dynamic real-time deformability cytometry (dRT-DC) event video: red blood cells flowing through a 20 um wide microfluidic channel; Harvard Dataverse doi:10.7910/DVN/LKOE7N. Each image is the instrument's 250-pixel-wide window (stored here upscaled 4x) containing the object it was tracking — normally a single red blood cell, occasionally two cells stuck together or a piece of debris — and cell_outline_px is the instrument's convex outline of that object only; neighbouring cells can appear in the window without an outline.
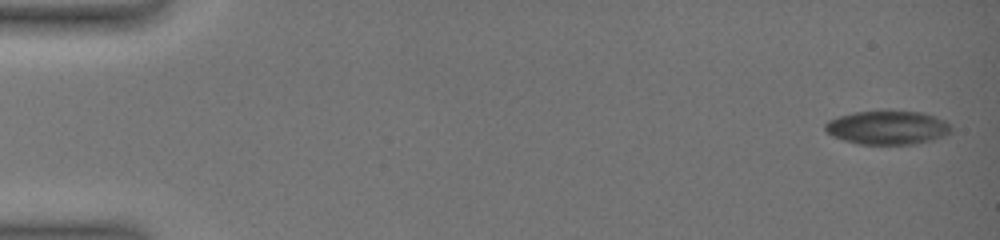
{"species": "common noctule bat (a hibernating species)", "species_latin": "Nyctalus noctula", "temperature_condition": "warm", "stored_images_in_passage": 20, "camera_frame_rate_fps": 3000, "um_per_image_px": 0.085, "animal": {"sex": "female", "body_mass_g": 19.0, "forearm_length_mm": 51.5}, "frame": {"image": 1, "passage_image": 1, "time_ms": 0.0, "image_size_px": [1000, 240], "cell_outline_px": [[952, 132], [944, 136], [916, 144], [860, 144], [844, 140], [832, 136], [824, 132], [824, 124], [828, 120], [840, 116], [856, 112], [880, 108], [924, 112], [944, 120], [952, 128]], "centroid_in_image_um": [75.42, 10.8], "position_along_channel_um": 9.6, "area_um2": 25.55}}
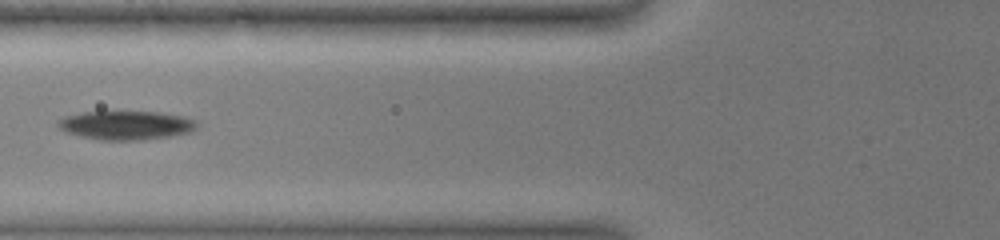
{"frame": {"image": 2, "passage_image": 11, "time_ms": 6.667, "image_size_px": [1000, 240], "cell_outline_px": [[196, 128], [192, 132], [144, 140], [100, 140], [80, 136], [68, 132], [60, 128], [56, 124], [56, 120], [64, 116], [84, 112], [156, 112], [184, 116], [196, 120]], "centroid_in_image_um": [10.71, 10.65], "position_along_channel_um": 115.1, "area_um2": 23.29}}
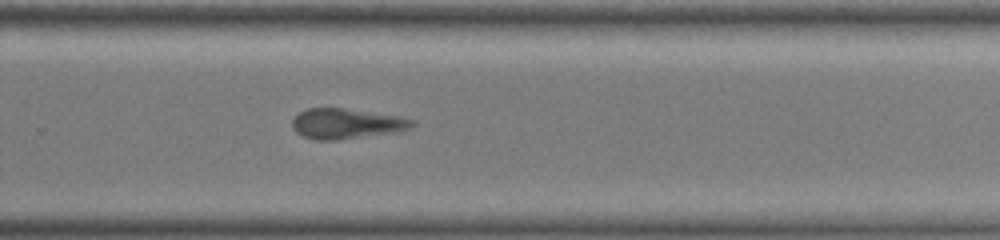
{"frame": {"image": 3, "passage_image": 20, "time_ms": 11.333, "image_size_px": [1000, 240], "cell_outline_px": [[416, 124], [412, 128], [400, 132], [340, 140], [316, 140], [304, 136], [296, 132], [292, 128], [292, 120], [300, 112], [308, 108], [344, 108], [400, 116], [416, 120]], "centroid_in_image_um": [29.52, 10.52], "position_along_channel_um": 300.3, "area_um2": 21.5}}